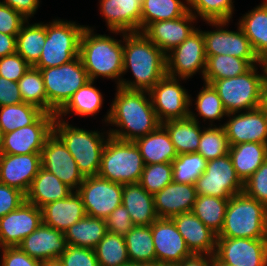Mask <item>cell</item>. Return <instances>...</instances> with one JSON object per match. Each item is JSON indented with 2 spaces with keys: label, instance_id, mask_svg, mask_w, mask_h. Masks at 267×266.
I'll list each match as a JSON object with an SVG mask.
<instances>
[{
  "label": "cell",
  "instance_id": "6da1fadb",
  "mask_svg": "<svg viewBox=\"0 0 267 266\" xmlns=\"http://www.w3.org/2000/svg\"><path fill=\"white\" fill-rule=\"evenodd\" d=\"M114 100L104 121L111 137L123 141H132L155 131L161 122L147 91L128 90L117 86ZM119 128V129H118Z\"/></svg>",
  "mask_w": 267,
  "mask_h": 266
},
{
  "label": "cell",
  "instance_id": "7a4b0ae2",
  "mask_svg": "<svg viewBox=\"0 0 267 266\" xmlns=\"http://www.w3.org/2000/svg\"><path fill=\"white\" fill-rule=\"evenodd\" d=\"M121 36L123 75L131 71L134 79L122 78L119 87L149 92L167 74L166 54L142 32H122Z\"/></svg>",
  "mask_w": 267,
  "mask_h": 266
},
{
  "label": "cell",
  "instance_id": "3957f363",
  "mask_svg": "<svg viewBox=\"0 0 267 266\" xmlns=\"http://www.w3.org/2000/svg\"><path fill=\"white\" fill-rule=\"evenodd\" d=\"M94 30L90 26L83 30L79 57L90 80L104 77L115 80L117 87L123 78V39L97 34Z\"/></svg>",
  "mask_w": 267,
  "mask_h": 266
},
{
  "label": "cell",
  "instance_id": "277c9868",
  "mask_svg": "<svg viewBox=\"0 0 267 266\" xmlns=\"http://www.w3.org/2000/svg\"><path fill=\"white\" fill-rule=\"evenodd\" d=\"M65 119L55 116L53 133L64 143L84 177L97 176L102 152L110 136L108 130H86L70 125Z\"/></svg>",
  "mask_w": 267,
  "mask_h": 266
},
{
  "label": "cell",
  "instance_id": "5b68a950",
  "mask_svg": "<svg viewBox=\"0 0 267 266\" xmlns=\"http://www.w3.org/2000/svg\"><path fill=\"white\" fill-rule=\"evenodd\" d=\"M217 237L267 238V207L244 192L231 196Z\"/></svg>",
  "mask_w": 267,
  "mask_h": 266
},
{
  "label": "cell",
  "instance_id": "8992f818",
  "mask_svg": "<svg viewBox=\"0 0 267 266\" xmlns=\"http://www.w3.org/2000/svg\"><path fill=\"white\" fill-rule=\"evenodd\" d=\"M145 163L136 144L108 137L98 176L121 184L139 183Z\"/></svg>",
  "mask_w": 267,
  "mask_h": 266
},
{
  "label": "cell",
  "instance_id": "52a82bcc",
  "mask_svg": "<svg viewBox=\"0 0 267 266\" xmlns=\"http://www.w3.org/2000/svg\"><path fill=\"white\" fill-rule=\"evenodd\" d=\"M85 25L76 21L53 19L46 23V40L37 69L56 67L68 63L79 56L80 39Z\"/></svg>",
  "mask_w": 267,
  "mask_h": 266
},
{
  "label": "cell",
  "instance_id": "ba28073f",
  "mask_svg": "<svg viewBox=\"0 0 267 266\" xmlns=\"http://www.w3.org/2000/svg\"><path fill=\"white\" fill-rule=\"evenodd\" d=\"M40 72L47 96V113L54 115L90 80L79 56L60 66L40 69Z\"/></svg>",
  "mask_w": 267,
  "mask_h": 266
},
{
  "label": "cell",
  "instance_id": "9c48e42d",
  "mask_svg": "<svg viewBox=\"0 0 267 266\" xmlns=\"http://www.w3.org/2000/svg\"><path fill=\"white\" fill-rule=\"evenodd\" d=\"M257 66L260 68L261 63L254 65L245 74L215 80L211 84L218 92L227 113L248 111L260 107L264 72L261 66L260 74Z\"/></svg>",
  "mask_w": 267,
  "mask_h": 266
},
{
  "label": "cell",
  "instance_id": "30bf717a",
  "mask_svg": "<svg viewBox=\"0 0 267 266\" xmlns=\"http://www.w3.org/2000/svg\"><path fill=\"white\" fill-rule=\"evenodd\" d=\"M206 61L203 32L197 28L182 44L166 54V72L182 80H188L199 72L203 79Z\"/></svg>",
  "mask_w": 267,
  "mask_h": 266
},
{
  "label": "cell",
  "instance_id": "8fae6325",
  "mask_svg": "<svg viewBox=\"0 0 267 266\" xmlns=\"http://www.w3.org/2000/svg\"><path fill=\"white\" fill-rule=\"evenodd\" d=\"M197 195L229 199L242 193L244 183L238 177L229 154L209 160L205 172L196 180Z\"/></svg>",
  "mask_w": 267,
  "mask_h": 266
},
{
  "label": "cell",
  "instance_id": "7c38bea8",
  "mask_svg": "<svg viewBox=\"0 0 267 266\" xmlns=\"http://www.w3.org/2000/svg\"><path fill=\"white\" fill-rule=\"evenodd\" d=\"M230 21H205L216 29L203 30L206 56L230 55L246 61H261L251 46L249 39L237 23V31L228 30ZM224 28V29H223Z\"/></svg>",
  "mask_w": 267,
  "mask_h": 266
},
{
  "label": "cell",
  "instance_id": "4fadbf2b",
  "mask_svg": "<svg viewBox=\"0 0 267 266\" xmlns=\"http://www.w3.org/2000/svg\"><path fill=\"white\" fill-rule=\"evenodd\" d=\"M77 193L81 196L86 214L106 219L122 204L123 184L97 176L85 177Z\"/></svg>",
  "mask_w": 267,
  "mask_h": 266
},
{
  "label": "cell",
  "instance_id": "5bb4252c",
  "mask_svg": "<svg viewBox=\"0 0 267 266\" xmlns=\"http://www.w3.org/2000/svg\"><path fill=\"white\" fill-rule=\"evenodd\" d=\"M181 79L165 75L148 92L158 120L184 119L190 113V94L180 85Z\"/></svg>",
  "mask_w": 267,
  "mask_h": 266
},
{
  "label": "cell",
  "instance_id": "9a60e30c",
  "mask_svg": "<svg viewBox=\"0 0 267 266\" xmlns=\"http://www.w3.org/2000/svg\"><path fill=\"white\" fill-rule=\"evenodd\" d=\"M214 257L229 266H267V238L217 237Z\"/></svg>",
  "mask_w": 267,
  "mask_h": 266
},
{
  "label": "cell",
  "instance_id": "2e32d148",
  "mask_svg": "<svg viewBox=\"0 0 267 266\" xmlns=\"http://www.w3.org/2000/svg\"><path fill=\"white\" fill-rule=\"evenodd\" d=\"M55 116L44 112L33 124L4 134L0 153H41L46 139L53 133Z\"/></svg>",
  "mask_w": 267,
  "mask_h": 266
},
{
  "label": "cell",
  "instance_id": "e0dca14e",
  "mask_svg": "<svg viewBox=\"0 0 267 266\" xmlns=\"http://www.w3.org/2000/svg\"><path fill=\"white\" fill-rule=\"evenodd\" d=\"M41 167L54 174L73 191H77L85 179L71 153L54 133L46 139L41 151Z\"/></svg>",
  "mask_w": 267,
  "mask_h": 266
},
{
  "label": "cell",
  "instance_id": "ac0fdd59",
  "mask_svg": "<svg viewBox=\"0 0 267 266\" xmlns=\"http://www.w3.org/2000/svg\"><path fill=\"white\" fill-rule=\"evenodd\" d=\"M229 119L222 124L229 145L246 142L267 144V113L261 108L228 113Z\"/></svg>",
  "mask_w": 267,
  "mask_h": 266
},
{
  "label": "cell",
  "instance_id": "d6986e66",
  "mask_svg": "<svg viewBox=\"0 0 267 266\" xmlns=\"http://www.w3.org/2000/svg\"><path fill=\"white\" fill-rule=\"evenodd\" d=\"M42 223L40 208L26 200L0 218V248L18 246Z\"/></svg>",
  "mask_w": 267,
  "mask_h": 266
},
{
  "label": "cell",
  "instance_id": "ffe728a7",
  "mask_svg": "<svg viewBox=\"0 0 267 266\" xmlns=\"http://www.w3.org/2000/svg\"><path fill=\"white\" fill-rule=\"evenodd\" d=\"M150 226L156 263L176 265L193 255L171 218H158Z\"/></svg>",
  "mask_w": 267,
  "mask_h": 266
},
{
  "label": "cell",
  "instance_id": "44dd1931",
  "mask_svg": "<svg viewBox=\"0 0 267 266\" xmlns=\"http://www.w3.org/2000/svg\"><path fill=\"white\" fill-rule=\"evenodd\" d=\"M41 167V153H0V183L16 188L25 195Z\"/></svg>",
  "mask_w": 267,
  "mask_h": 266
},
{
  "label": "cell",
  "instance_id": "7402d4cb",
  "mask_svg": "<svg viewBox=\"0 0 267 266\" xmlns=\"http://www.w3.org/2000/svg\"><path fill=\"white\" fill-rule=\"evenodd\" d=\"M195 22H197V18L190 11H187L177 19L151 23L142 33L167 54L182 44L197 29L193 26Z\"/></svg>",
  "mask_w": 267,
  "mask_h": 266
},
{
  "label": "cell",
  "instance_id": "603a6c76",
  "mask_svg": "<svg viewBox=\"0 0 267 266\" xmlns=\"http://www.w3.org/2000/svg\"><path fill=\"white\" fill-rule=\"evenodd\" d=\"M100 14L113 34L141 32L143 0H100Z\"/></svg>",
  "mask_w": 267,
  "mask_h": 266
},
{
  "label": "cell",
  "instance_id": "cb8c5ba5",
  "mask_svg": "<svg viewBox=\"0 0 267 266\" xmlns=\"http://www.w3.org/2000/svg\"><path fill=\"white\" fill-rule=\"evenodd\" d=\"M64 232L41 223L18 247L30 257L42 262L58 259L67 249Z\"/></svg>",
  "mask_w": 267,
  "mask_h": 266
},
{
  "label": "cell",
  "instance_id": "d4e9b609",
  "mask_svg": "<svg viewBox=\"0 0 267 266\" xmlns=\"http://www.w3.org/2000/svg\"><path fill=\"white\" fill-rule=\"evenodd\" d=\"M171 219L192 254H215L217 235L193 212L181 213Z\"/></svg>",
  "mask_w": 267,
  "mask_h": 266
},
{
  "label": "cell",
  "instance_id": "484cf974",
  "mask_svg": "<svg viewBox=\"0 0 267 266\" xmlns=\"http://www.w3.org/2000/svg\"><path fill=\"white\" fill-rule=\"evenodd\" d=\"M153 197L158 218H172L181 213L192 212L197 192L195 185L172 181Z\"/></svg>",
  "mask_w": 267,
  "mask_h": 266
},
{
  "label": "cell",
  "instance_id": "4316f807",
  "mask_svg": "<svg viewBox=\"0 0 267 266\" xmlns=\"http://www.w3.org/2000/svg\"><path fill=\"white\" fill-rule=\"evenodd\" d=\"M41 211L42 223L62 232L87 215L77 191H73L65 199L43 206Z\"/></svg>",
  "mask_w": 267,
  "mask_h": 266
},
{
  "label": "cell",
  "instance_id": "83f0119b",
  "mask_svg": "<svg viewBox=\"0 0 267 266\" xmlns=\"http://www.w3.org/2000/svg\"><path fill=\"white\" fill-rule=\"evenodd\" d=\"M122 204L134 225L150 226L158 219L153 195L139 183L123 184Z\"/></svg>",
  "mask_w": 267,
  "mask_h": 266
},
{
  "label": "cell",
  "instance_id": "f1b7e54d",
  "mask_svg": "<svg viewBox=\"0 0 267 266\" xmlns=\"http://www.w3.org/2000/svg\"><path fill=\"white\" fill-rule=\"evenodd\" d=\"M72 192L54 174L40 167L26 194V201L41 209L49 203L67 198Z\"/></svg>",
  "mask_w": 267,
  "mask_h": 266
},
{
  "label": "cell",
  "instance_id": "f546056e",
  "mask_svg": "<svg viewBox=\"0 0 267 266\" xmlns=\"http://www.w3.org/2000/svg\"><path fill=\"white\" fill-rule=\"evenodd\" d=\"M145 165L172 163L178 156L167 130L160 125L155 131L134 141Z\"/></svg>",
  "mask_w": 267,
  "mask_h": 266
},
{
  "label": "cell",
  "instance_id": "4dcf8cb0",
  "mask_svg": "<svg viewBox=\"0 0 267 266\" xmlns=\"http://www.w3.org/2000/svg\"><path fill=\"white\" fill-rule=\"evenodd\" d=\"M242 18V19H241ZM237 22L258 58H267V0L248 11Z\"/></svg>",
  "mask_w": 267,
  "mask_h": 266
},
{
  "label": "cell",
  "instance_id": "1f68e13d",
  "mask_svg": "<svg viewBox=\"0 0 267 266\" xmlns=\"http://www.w3.org/2000/svg\"><path fill=\"white\" fill-rule=\"evenodd\" d=\"M228 154L238 177L244 183L267 159V144L246 142L232 145Z\"/></svg>",
  "mask_w": 267,
  "mask_h": 266
},
{
  "label": "cell",
  "instance_id": "d6a6232c",
  "mask_svg": "<svg viewBox=\"0 0 267 266\" xmlns=\"http://www.w3.org/2000/svg\"><path fill=\"white\" fill-rule=\"evenodd\" d=\"M161 125L167 130L178 155L197 152L203 130L199 121L189 116L164 121Z\"/></svg>",
  "mask_w": 267,
  "mask_h": 266
},
{
  "label": "cell",
  "instance_id": "836d02e7",
  "mask_svg": "<svg viewBox=\"0 0 267 266\" xmlns=\"http://www.w3.org/2000/svg\"><path fill=\"white\" fill-rule=\"evenodd\" d=\"M106 232L105 219L86 215L64 231V237L69 245L95 249Z\"/></svg>",
  "mask_w": 267,
  "mask_h": 266
},
{
  "label": "cell",
  "instance_id": "e575fe53",
  "mask_svg": "<svg viewBox=\"0 0 267 266\" xmlns=\"http://www.w3.org/2000/svg\"><path fill=\"white\" fill-rule=\"evenodd\" d=\"M93 80H89L84 86L78 89L67 104L56 114L60 119L66 115L94 116L100 112L103 106V95L98 90Z\"/></svg>",
  "mask_w": 267,
  "mask_h": 266
},
{
  "label": "cell",
  "instance_id": "d590c367",
  "mask_svg": "<svg viewBox=\"0 0 267 266\" xmlns=\"http://www.w3.org/2000/svg\"><path fill=\"white\" fill-rule=\"evenodd\" d=\"M46 40V23L30 24L27 20L16 36V53L30 66H34L40 59Z\"/></svg>",
  "mask_w": 267,
  "mask_h": 266
},
{
  "label": "cell",
  "instance_id": "8d00e7d4",
  "mask_svg": "<svg viewBox=\"0 0 267 266\" xmlns=\"http://www.w3.org/2000/svg\"><path fill=\"white\" fill-rule=\"evenodd\" d=\"M124 238L131 263L144 266L156 264L151 226L135 225Z\"/></svg>",
  "mask_w": 267,
  "mask_h": 266
},
{
  "label": "cell",
  "instance_id": "74e56055",
  "mask_svg": "<svg viewBox=\"0 0 267 266\" xmlns=\"http://www.w3.org/2000/svg\"><path fill=\"white\" fill-rule=\"evenodd\" d=\"M261 61H246L230 55L207 56L204 83L212 84L215 80L236 77L245 74Z\"/></svg>",
  "mask_w": 267,
  "mask_h": 266
},
{
  "label": "cell",
  "instance_id": "f35d334b",
  "mask_svg": "<svg viewBox=\"0 0 267 266\" xmlns=\"http://www.w3.org/2000/svg\"><path fill=\"white\" fill-rule=\"evenodd\" d=\"M201 90L196 95V100L194 105L195 110L198 113H194L192 111V97L190 94V113L189 116L198 122V115L202 117L203 121L205 122L208 120L210 124L208 126H214L213 121H221L224 116H227V112L225 111L222 101L218 95V92L214 89V87L210 84L204 83ZM198 114V115H197Z\"/></svg>",
  "mask_w": 267,
  "mask_h": 266
},
{
  "label": "cell",
  "instance_id": "ab89813d",
  "mask_svg": "<svg viewBox=\"0 0 267 266\" xmlns=\"http://www.w3.org/2000/svg\"><path fill=\"white\" fill-rule=\"evenodd\" d=\"M229 199L197 195L192 212L216 235L223 227Z\"/></svg>",
  "mask_w": 267,
  "mask_h": 266
},
{
  "label": "cell",
  "instance_id": "60d3db41",
  "mask_svg": "<svg viewBox=\"0 0 267 266\" xmlns=\"http://www.w3.org/2000/svg\"><path fill=\"white\" fill-rule=\"evenodd\" d=\"M181 0H143L141 32L151 23L182 17L188 6Z\"/></svg>",
  "mask_w": 267,
  "mask_h": 266
},
{
  "label": "cell",
  "instance_id": "b9f144b4",
  "mask_svg": "<svg viewBox=\"0 0 267 266\" xmlns=\"http://www.w3.org/2000/svg\"><path fill=\"white\" fill-rule=\"evenodd\" d=\"M43 110L29 103H19L0 107V127L3 134L33 124Z\"/></svg>",
  "mask_w": 267,
  "mask_h": 266
},
{
  "label": "cell",
  "instance_id": "7bdbcfd3",
  "mask_svg": "<svg viewBox=\"0 0 267 266\" xmlns=\"http://www.w3.org/2000/svg\"><path fill=\"white\" fill-rule=\"evenodd\" d=\"M94 250L99 266H122L130 263L122 235L107 231Z\"/></svg>",
  "mask_w": 267,
  "mask_h": 266
},
{
  "label": "cell",
  "instance_id": "ee69618b",
  "mask_svg": "<svg viewBox=\"0 0 267 266\" xmlns=\"http://www.w3.org/2000/svg\"><path fill=\"white\" fill-rule=\"evenodd\" d=\"M207 160L197 152L179 154L172 161L173 182L195 185L205 172Z\"/></svg>",
  "mask_w": 267,
  "mask_h": 266
},
{
  "label": "cell",
  "instance_id": "f6af8a7d",
  "mask_svg": "<svg viewBox=\"0 0 267 266\" xmlns=\"http://www.w3.org/2000/svg\"><path fill=\"white\" fill-rule=\"evenodd\" d=\"M17 83L23 102L35 105L47 113V96L40 69L30 66Z\"/></svg>",
  "mask_w": 267,
  "mask_h": 266
},
{
  "label": "cell",
  "instance_id": "bcb514c9",
  "mask_svg": "<svg viewBox=\"0 0 267 266\" xmlns=\"http://www.w3.org/2000/svg\"><path fill=\"white\" fill-rule=\"evenodd\" d=\"M188 11L203 21H231L233 0H186Z\"/></svg>",
  "mask_w": 267,
  "mask_h": 266
},
{
  "label": "cell",
  "instance_id": "7dc6e473",
  "mask_svg": "<svg viewBox=\"0 0 267 266\" xmlns=\"http://www.w3.org/2000/svg\"><path fill=\"white\" fill-rule=\"evenodd\" d=\"M229 148L230 145L221 124L203 127L197 153L209 161L228 154Z\"/></svg>",
  "mask_w": 267,
  "mask_h": 266
},
{
  "label": "cell",
  "instance_id": "c3c4849f",
  "mask_svg": "<svg viewBox=\"0 0 267 266\" xmlns=\"http://www.w3.org/2000/svg\"><path fill=\"white\" fill-rule=\"evenodd\" d=\"M172 181V163H155L145 165L139 184L154 195Z\"/></svg>",
  "mask_w": 267,
  "mask_h": 266
},
{
  "label": "cell",
  "instance_id": "681fc988",
  "mask_svg": "<svg viewBox=\"0 0 267 266\" xmlns=\"http://www.w3.org/2000/svg\"><path fill=\"white\" fill-rule=\"evenodd\" d=\"M243 192L267 207V159L244 182Z\"/></svg>",
  "mask_w": 267,
  "mask_h": 266
},
{
  "label": "cell",
  "instance_id": "f907efd6",
  "mask_svg": "<svg viewBox=\"0 0 267 266\" xmlns=\"http://www.w3.org/2000/svg\"><path fill=\"white\" fill-rule=\"evenodd\" d=\"M58 259L63 266H99L94 249L69 244Z\"/></svg>",
  "mask_w": 267,
  "mask_h": 266
},
{
  "label": "cell",
  "instance_id": "816d5d0a",
  "mask_svg": "<svg viewBox=\"0 0 267 266\" xmlns=\"http://www.w3.org/2000/svg\"><path fill=\"white\" fill-rule=\"evenodd\" d=\"M30 65L18 54L0 58V77L17 82L29 69Z\"/></svg>",
  "mask_w": 267,
  "mask_h": 266
},
{
  "label": "cell",
  "instance_id": "f5cc1de1",
  "mask_svg": "<svg viewBox=\"0 0 267 266\" xmlns=\"http://www.w3.org/2000/svg\"><path fill=\"white\" fill-rule=\"evenodd\" d=\"M107 231L125 236L135 226L131 221L128 210L119 205L112 213L105 219Z\"/></svg>",
  "mask_w": 267,
  "mask_h": 266
},
{
  "label": "cell",
  "instance_id": "db71d44e",
  "mask_svg": "<svg viewBox=\"0 0 267 266\" xmlns=\"http://www.w3.org/2000/svg\"><path fill=\"white\" fill-rule=\"evenodd\" d=\"M0 266H43L42 261L30 257L18 246L0 248Z\"/></svg>",
  "mask_w": 267,
  "mask_h": 266
},
{
  "label": "cell",
  "instance_id": "11a10c76",
  "mask_svg": "<svg viewBox=\"0 0 267 266\" xmlns=\"http://www.w3.org/2000/svg\"><path fill=\"white\" fill-rule=\"evenodd\" d=\"M27 21L20 13L11 7L0 3V32L17 36L22 25Z\"/></svg>",
  "mask_w": 267,
  "mask_h": 266
},
{
  "label": "cell",
  "instance_id": "9f6ffc18",
  "mask_svg": "<svg viewBox=\"0 0 267 266\" xmlns=\"http://www.w3.org/2000/svg\"><path fill=\"white\" fill-rule=\"evenodd\" d=\"M25 200L23 192L0 183V218L17 209Z\"/></svg>",
  "mask_w": 267,
  "mask_h": 266
},
{
  "label": "cell",
  "instance_id": "6f0895ef",
  "mask_svg": "<svg viewBox=\"0 0 267 266\" xmlns=\"http://www.w3.org/2000/svg\"><path fill=\"white\" fill-rule=\"evenodd\" d=\"M18 83L0 77V107L22 103Z\"/></svg>",
  "mask_w": 267,
  "mask_h": 266
},
{
  "label": "cell",
  "instance_id": "680465c9",
  "mask_svg": "<svg viewBox=\"0 0 267 266\" xmlns=\"http://www.w3.org/2000/svg\"><path fill=\"white\" fill-rule=\"evenodd\" d=\"M0 3L11 7L27 20L34 17L40 7V0H2Z\"/></svg>",
  "mask_w": 267,
  "mask_h": 266
},
{
  "label": "cell",
  "instance_id": "91938a15",
  "mask_svg": "<svg viewBox=\"0 0 267 266\" xmlns=\"http://www.w3.org/2000/svg\"><path fill=\"white\" fill-rule=\"evenodd\" d=\"M16 53V36L0 32V58Z\"/></svg>",
  "mask_w": 267,
  "mask_h": 266
},
{
  "label": "cell",
  "instance_id": "94428289",
  "mask_svg": "<svg viewBox=\"0 0 267 266\" xmlns=\"http://www.w3.org/2000/svg\"><path fill=\"white\" fill-rule=\"evenodd\" d=\"M214 255H196L184 259L175 266H212Z\"/></svg>",
  "mask_w": 267,
  "mask_h": 266
},
{
  "label": "cell",
  "instance_id": "6125c7cd",
  "mask_svg": "<svg viewBox=\"0 0 267 266\" xmlns=\"http://www.w3.org/2000/svg\"><path fill=\"white\" fill-rule=\"evenodd\" d=\"M260 107L267 113V81L264 79L261 87Z\"/></svg>",
  "mask_w": 267,
  "mask_h": 266
},
{
  "label": "cell",
  "instance_id": "be15d7a7",
  "mask_svg": "<svg viewBox=\"0 0 267 266\" xmlns=\"http://www.w3.org/2000/svg\"><path fill=\"white\" fill-rule=\"evenodd\" d=\"M43 266H63V265L59 259H55L44 262Z\"/></svg>",
  "mask_w": 267,
  "mask_h": 266
},
{
  "label": "cell",
  "instance_id": "e7e4bbea",
  "mask_svg": "<svg viewBox=\"0 0 267 266\" xmlns=\"http://www.w3.org/2000/svg\"><path fill=\"white\" fill-rule=\"evenodd\" d=\"M261 66L264 72V79L267 81V58L261 59Z\"/></svg>",
  "mask_w": 267,
  "mask_h": 266
},
{
  "label": "cell",
  "instance_id": "03108f58",
  "mask_svg": "<svg viewBox=\"0 0 267 266\" xmlns=\"http://www.w3.org/2000/svg\"><path fill=\"white\" fill-rule=\"evenodd\" d=\"M212 266H229L224 263L219 262L214 256H213V264Z\"/></svg>",
  "mask_w": 267,
  "mask_h": 266
},
{
  "label": "cell",
  "instance_id": "003e7915",
  "mask_svg": "<svg viewBox=\"0 0 267 266\" xmlns=\"http://www.w3.org/2000/svg\"><path fill=\"white\" fill-rule=\"evenodd\" d=\"M3 131H2V128L0 127V149H1V145H2V142H3Z\"/></svg>",
  "mask_w": 267,
  "mask_h": 266
},
{
  "label": "cell",
  "instance_id": "a7ac6f4b",
  "mask_svg": "<svg viewBox=\"0 0 267 266\" xmlns=\"http://www.w3.org/2000/svg\"><path fill=\"white\" fill-rule=\"evenodd\" d=\"M122 266H144V265H140V264H134V263H128L126 265H122ZM150 266V265H149Z\"/></svg>",
  "mask_w": 267,
  "mask_h": 266
},
{
  "label": "cell",
  "instance_id": "89a4df30",
  "mask_svg": "<svg viewBox=\"0 0 267 266\" xmlns=\"http://www.w3.org/2000/svg\"><path fill=\"white\" fill-rule=\"evenodd\" d=\"M150 266H175V265H166V264H153V265H150Z\"/></svg>",
  "mask_w": 267,
  "mask_h": 266
}]
</instances>
